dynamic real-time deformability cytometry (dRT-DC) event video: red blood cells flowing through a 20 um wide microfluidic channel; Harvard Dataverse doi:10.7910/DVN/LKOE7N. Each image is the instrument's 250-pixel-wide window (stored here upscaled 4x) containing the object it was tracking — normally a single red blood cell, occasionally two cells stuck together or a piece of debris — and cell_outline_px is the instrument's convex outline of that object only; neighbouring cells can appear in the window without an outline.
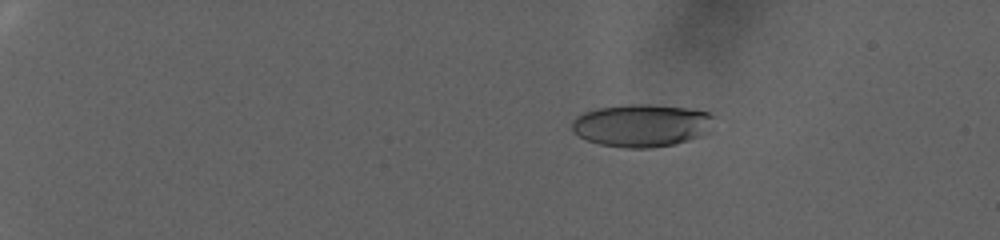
{"species": "human", "species_latin": "Homo sapiens", "temperature_condition": "warm", "stored_images_in_passage": 22, "camera_frame_rate_fps": 3000, "um_per_image_px": 0.085, "donor": {"sex": "female"}, "frame": {"image": 1, "passage_image": 7, "time_ms": 2.0, "image_size_px": [1000, 240], "cell_outline_px": [[712, 116], [708, 132], [704, 136], [672, 144], [652, 148], [624, 148], [600, 144], [588, 140], [572, 132], [572, 120], [576, 116], [584, 112], [596, 108], [628, 104], [648, 104], [688, 108], [708, 112]], "centroid_in_image_um": [54.51, 10.66], "position_along_channel_um": 30.5, "area_um2": 35.32}}
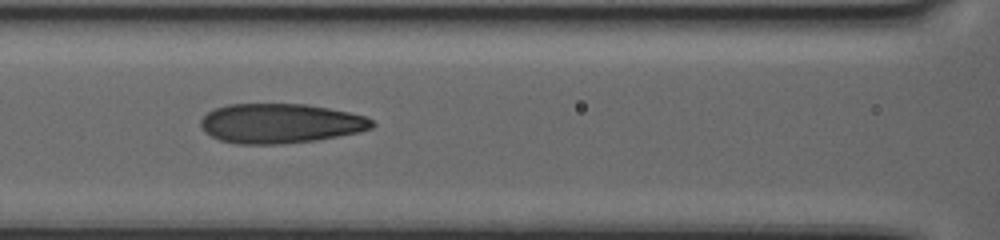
{"frame": {"image": 2, "passage_image": 16, "time_ms": 5.0, "image_size_px": [1000, 240], "cell_outline_px": [[376, 124], [372, 128], [360, 132], [316, 140], [280, 144], [236, 144], [220, 140], [204, 132], [200, 124], [200, 120], [208, 112], [216, 108], [228, 104], [304, 104], [328, 108], [348, 112], [364, 116], [372, 120]], "centroid_in_image_um": [23.82, 10.49], "position_along_channel_um": 142.8, "area_um2": 39.54}}
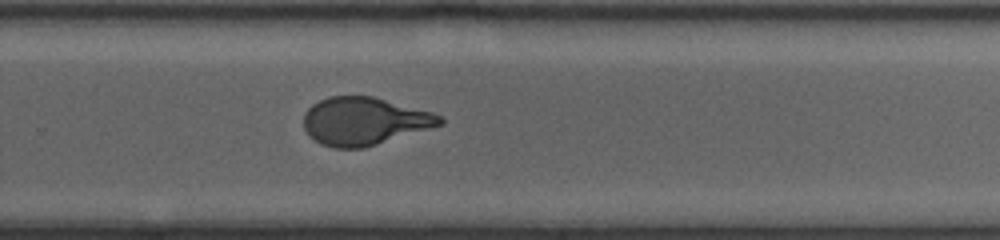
{"frame": {"image": 3, "passage_image": 22, "time_ms": 7.0, "image_size_px": [1000, 240], "cell_outline_px": [[444, 124], [364, 148], [332, 148], [320, 144], [308, 136], [304, 128], [304, 112], [312, 104], [328, 96], [372, 96], [432, 112], [440, 116], [444, 120]], "centroid_in_image_um": [30.93, 10.31], "position_along_channel_um": 298.9, "area_um2": 38.03}}